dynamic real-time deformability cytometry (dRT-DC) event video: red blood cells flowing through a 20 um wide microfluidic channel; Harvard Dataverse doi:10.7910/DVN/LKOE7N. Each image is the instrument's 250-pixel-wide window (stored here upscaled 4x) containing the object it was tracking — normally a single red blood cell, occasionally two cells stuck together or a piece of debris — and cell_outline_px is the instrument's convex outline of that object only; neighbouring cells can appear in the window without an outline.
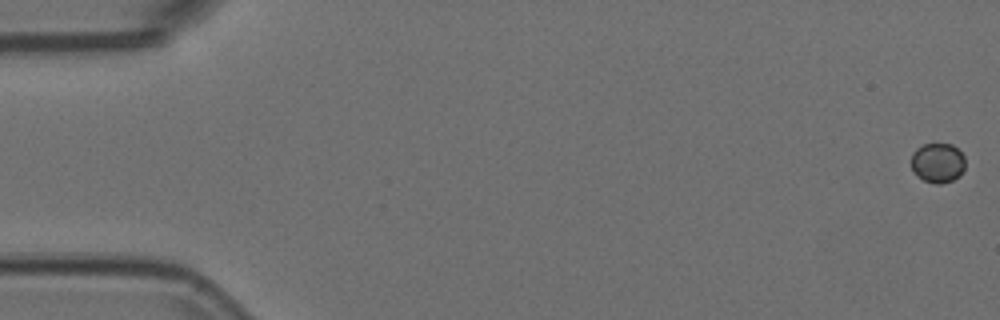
{"species": "Egyptian fruit bat (a non-hibernating species)", "species_latin": "Rousettus aegyptiacus", "temperature_condition": "room temperature", "stored_images_in_passage": 56, "camera_frame_rate_fps": 3000, "um_per_image_px": 0.085, "animal": {"sex": "female"}, "frame": {"image": 1, "passage_image": 1, "time_ms": 0.0, "image_size_px": [1000, 320], "cell_outline_px": [[964, 168], [960, 176], [952, 180], [940, 184], [936, 184], [924, 180], [912, 168], [912, 152], [916, 148], [924, 144], [952, 144], [964, 156]], "centroid_in_image_um": [79.72, 13.83], "position_along_channel_um": 5.3, "area_um2": 12.31}}
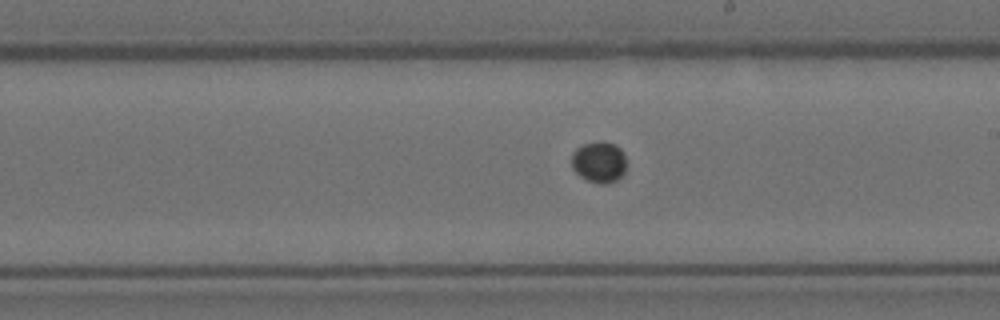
{"frame": {"image": 2, "passage_image": 32, "time_ms": 10.333, "image_size_px": [1000, 320], "cell_outline_px": [[624, 172], [616, 180], [608, 184], [596, 184], [584, 180], [572, 168], [572, 152], [576, 148], [584, 144], [604, 140], [616, 144], [624, 152]], "centroid_in_image_um": [50.9, 13.78], "position_along_channel_um": 238.1, "area_um2": 13.35}}
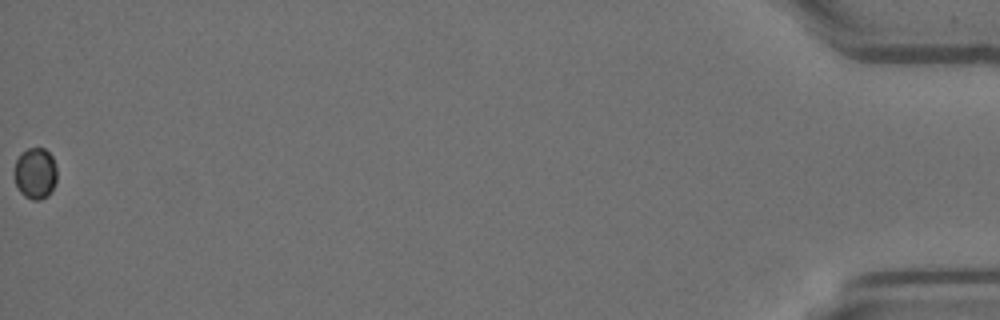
{"frame": {"image": 3, "passage_image": 56, "time_ms": 18.333, "image_size_px": [1000, 320], "cell_outline_px": [[56, 180], [48, 196], [40, 200], [32, 200], [24, 196], [20, 192], [16, 184], [12, 172], [16, 160], [28, 148], [44, 148], [52, 156], [56, 168]], "centroid_in_image_um": [2.98, 14.75], "position_along_channel_um": 432.2, "area_um2": 12.77}}